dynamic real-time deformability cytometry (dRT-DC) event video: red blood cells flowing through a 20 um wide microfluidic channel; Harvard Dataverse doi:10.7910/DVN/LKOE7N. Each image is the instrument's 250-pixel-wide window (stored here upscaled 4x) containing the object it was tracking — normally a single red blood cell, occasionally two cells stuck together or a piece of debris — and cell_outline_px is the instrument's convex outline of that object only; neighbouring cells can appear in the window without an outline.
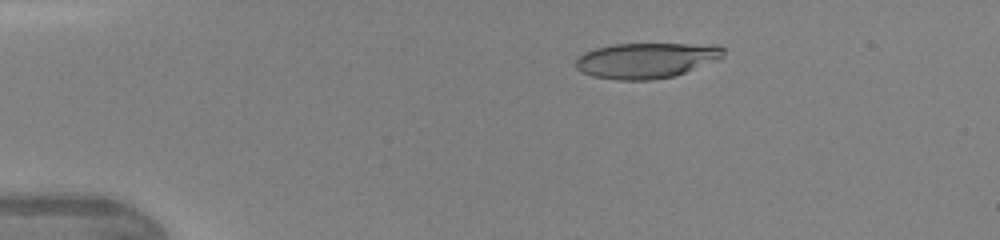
{"species": "human", "species_latin": "Homo sapiens", "temperature_condition": "warm", "stored_images_in_passage": 38, "camera_frame_rate_fps": 3000, "um_per_image_px": 0.085, "donor": {"sex": "female"}, "frame": {"image": 1, "passage_image": 6, "time_ms": 1.667, "image_size_px": [1000, 240], "cell_outline_px": [[724, 56], [684, 72], [672, 76], [652, 80], [620, 80], [592, 76], [580, 72], [576, 68], [576, 60], [584, 52], [596, 48], [612, 44], [716, 44], [724, 48]], "centroid_in_image_um": [54.89, 5.12], "position_along_channel_um": 30.1, "area_um2": 30.29}}
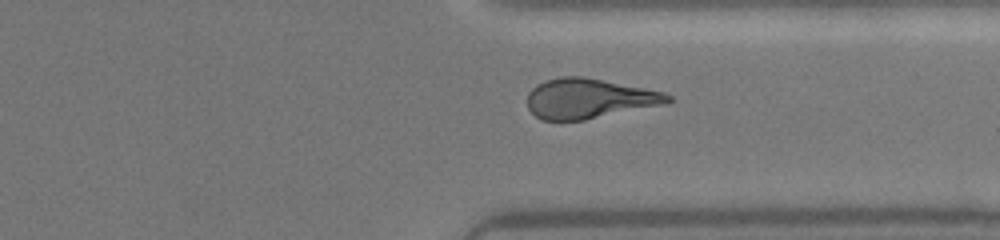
{"frame": {"image": 2, "passage_image": 32, "time_ms": 10.333, "image_size_px": [1000, 240], "cell_outline_px": [[672, 100], [668, 104], [584, 120], [540, 120], [528, 108], [528, 92], [536, 84], [544, 80], [560, 76], [584, 76], [664, 92], [672, 96]], "centroid_in_image_um": [50.07, 8.37], "position_along_channel_um": 361.3, "area_um2": 32.95}}
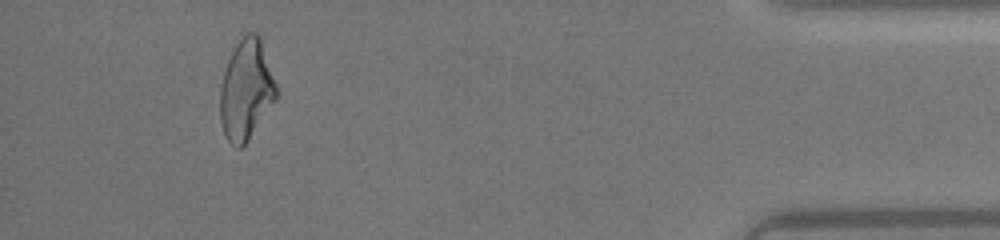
{"frame": {"image": 3, "passage_image": 36, "time_ms": 11.667, "image_size_px": [1000, 240], "cell_outline_px": [[276, 100], [248, 140], [240, 148], [236, 148], [224, 136], [220, 120], [220, 88], [224, 72], [228, 60], [236, 44], [244, 32], [256, 32], [260, 36], [276, 84]], "centroid_in_image_um": [20.91, 7.63], "position_along_channel_um": 414.3, "area_um2": 32.77}}